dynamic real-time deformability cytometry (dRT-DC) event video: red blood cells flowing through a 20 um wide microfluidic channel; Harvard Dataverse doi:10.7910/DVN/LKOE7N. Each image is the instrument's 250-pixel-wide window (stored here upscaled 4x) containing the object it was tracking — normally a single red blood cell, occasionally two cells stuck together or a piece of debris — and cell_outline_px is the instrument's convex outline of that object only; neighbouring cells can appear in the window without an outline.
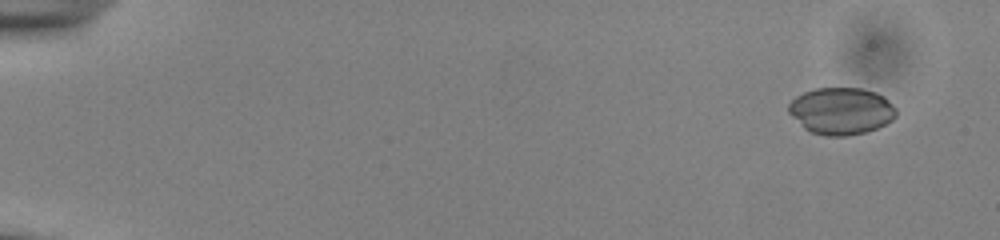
{"species": "common noctule bat (a hibernating species)", "species_latin": "Nyctalus noctula", "temperature_condition": "cold", "stored_images_in_passage": 54, "camera_frame_rate_fps": 3000, "um_per_image_px": 0.085, "animal": {"sex": "male", "body_mass_g": 13.0, "forearm_length_mm": 53.1}, "frame": {"image": 1, "passage_image": 4, "time_ms": 1.0, "image_size_px": [1000, 240], "cell_outline_px": [[896, 116], [892, 120], [868, 132], [848, 136], [824, 136], [812, 132], [804, 128], [788, 112], [788, 104], [796, 96], [804, 92], [816, 88], [860, 88], [876, 92], [884, 96], [896, 108]], "centroid_in_image_um": [71.51, 9.43], "position_along_channel_um": 13.5, "area_um2": 29.54}}
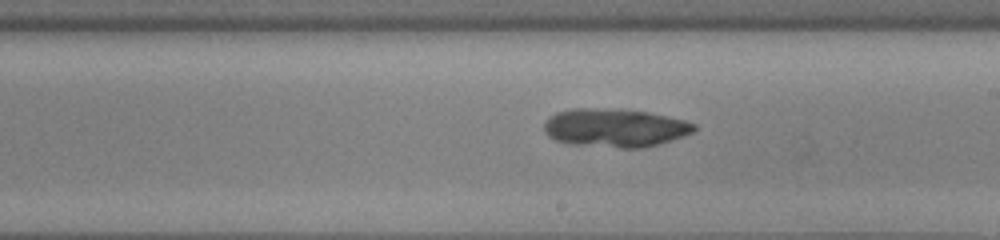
{"frame": {"image": 2, "passage_image": 33, "time_ms": 10.667, "image_size_px": [1000, 240], "cell_outline_px": [[696, 128], [692, 132], [684, 136], [644, 148], [620, 148], [568, 144], [556, 140], [548, 136], [544, 132], [544, 124], [556, 112], [572, 108], [620, 108], [648, 112], [668, 116], [684, 120], [696, 124]], "centroid_in_image_um": [52.27, 10.86], "position_along_channel_um": 236.7, "area_um2": 33.87}}
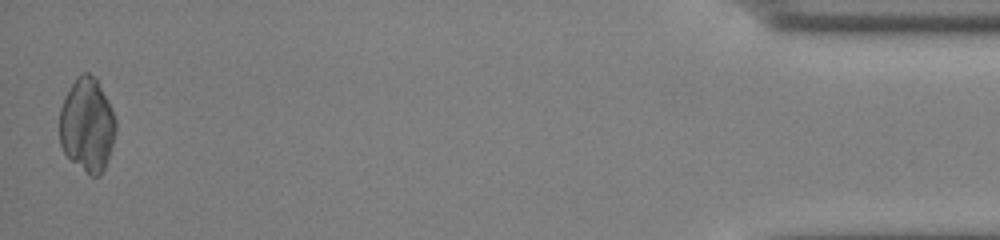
{"frame": {"image": 3, "passage_image": 54, "time_ms": 17.667, "image_size_px": [1000, 240], "cell_outline_px": [[116, 132], [104, 168], [100, 176], [92, 176], [72, 160], [64, 152], [60, 144], [60, 108], [68, 88], [76, 76], [80, 72], [88, 72], [96, 76], [116, 120]], "centroid_in_image_um": [7.39, 10.56], "position_along_channel_um": 427.8, "area_um2": 30.58}}